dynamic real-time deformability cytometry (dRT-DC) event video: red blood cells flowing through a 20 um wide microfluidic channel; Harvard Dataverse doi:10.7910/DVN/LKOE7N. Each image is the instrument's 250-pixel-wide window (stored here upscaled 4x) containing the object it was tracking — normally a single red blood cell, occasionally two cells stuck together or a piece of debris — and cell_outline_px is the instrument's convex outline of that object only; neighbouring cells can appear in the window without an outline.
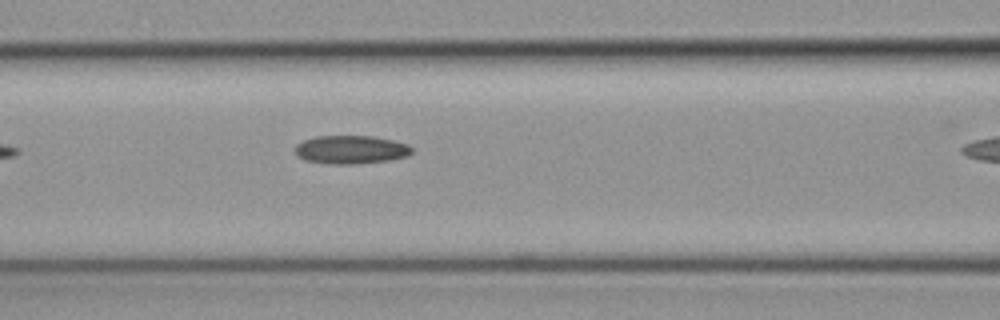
{"species": "common noctule bat (a hibernating species)", "species_latin": "Nyctalus noctula", "temperature_condition": "cold", "stored_images_in_passage": 7, "camera_frame_rate_fps": 3000, "um_per_image_px": 0.085, "animal": {"sex": "female", "body_mass_g": 19.3, "forearm_length_mm": 54.1}, "frame": {"image": 1, "passage_image": 6, "time_ms": 1.667, "image_size_px": [1000, 320], "cell_outline_px": [[412, 152], [408, 156], [388, 160], [356, 164], [332, 164], [304, 160], [296, 152], [296, 144], [304, 140], [316, 136], [372, 136], [392, 140], [408, 144], [412, 148]], "centroid_in_image_um": [29.84, 12.72], "position_along_channel_um": 136.8, "area_um2": 19.19}}